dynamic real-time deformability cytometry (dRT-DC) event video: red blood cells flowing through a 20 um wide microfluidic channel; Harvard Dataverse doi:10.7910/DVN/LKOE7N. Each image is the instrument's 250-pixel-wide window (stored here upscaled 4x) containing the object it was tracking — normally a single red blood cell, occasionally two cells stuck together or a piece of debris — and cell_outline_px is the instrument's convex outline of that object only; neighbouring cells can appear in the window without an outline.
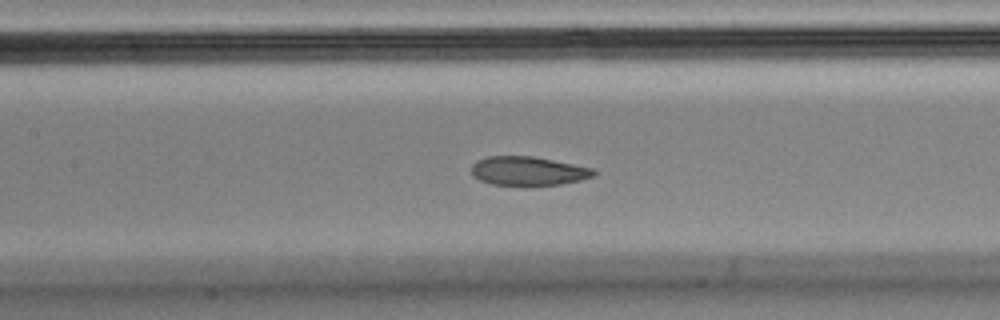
{"species": "Egyptian fruit bat (a non-hibernating species)", "species_latin": "Rousettus aegyptiacus", "temperature_condition": "cold", "stored_images_in_passage": 48, "camera_frame_rate_fps": 3000, "um_per_image_px": 0.085, "animal": {"sex": "male"}, "frame": {"image": 1, "passage_image": 17, "time_ms": 5.333, "image_size_px": [1000, 320], "cell_outline_px": [[596, 176], [580, 180], [560, 184], [524, 188], [492, 184], [480, 180], [472, 176], [472, 164], [476, 160], [488, 156], [532, 156], [596, 168]], "centroid_in_image_um": [44.91, 14.57], "position_along_channel_um": 162.5, "area_um2": 21.44}}
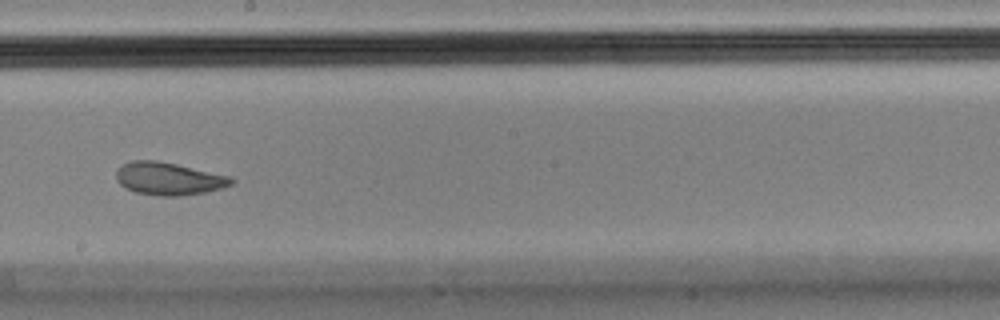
{"frame": {"image": 2, "passage_image": 23, "time_ms": 7.333, "image_size_px": [1000, 320], "cell_outline_px": [[236, 180], [232, 184], [224, 188], [204, 192], [180, 196], [156, 196], [136, 192], [120, 184], [116, 180], [116, 168], [120, 164], [132, 160], [156, 160], [176, 164], [232, 176]], "centroid_in_image_um": [14.34, 15.18], "position_along_channel_um": 233.9, "area_um2": 22.2}}
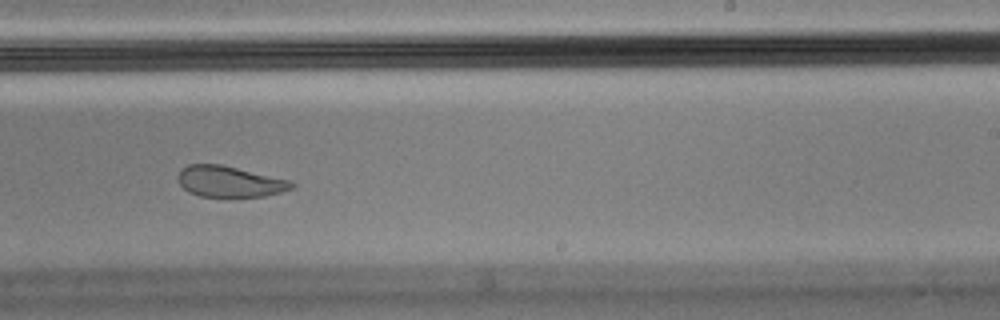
{"frame": {"image": 3, "passage_image": 26, "time_ms": 8.333, "image_size_px": [1000, 320], "cell_outline_px": [[296, 184], [292, 188], [280, 192], [264, 196], [200, 196], [188, 192], [176, 180], [176, 176], [180, 168], [188, 164], [220, 164], [292, 180]], "centroid_in_image_um": [19.48, 15.41], "position_along_channel_um": 269.5, "area_um2": 20.63}, "authors_computed_cell_mechanics": {"area_um2": 22.6865, "velocity_mm_per_s": 3.5808, "shape_relaxation_time_tau1_ms": null, "shape_relaxation_time_tau2_ms": 1.9814, "deformation_change_tau1": null, "deformation_change_tau2": 0.0666}}